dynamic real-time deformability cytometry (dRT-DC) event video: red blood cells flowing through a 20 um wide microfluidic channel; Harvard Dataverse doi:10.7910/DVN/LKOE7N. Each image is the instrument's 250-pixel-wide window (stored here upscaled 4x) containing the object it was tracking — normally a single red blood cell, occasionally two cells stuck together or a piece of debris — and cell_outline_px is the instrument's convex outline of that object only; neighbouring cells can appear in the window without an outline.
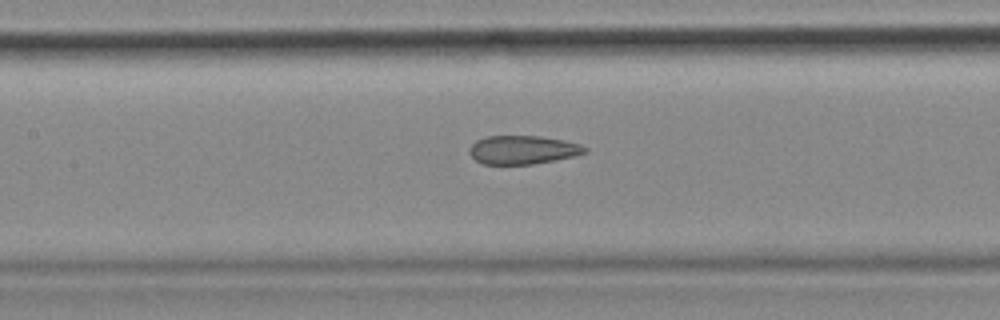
{"species": "common noctule bat (a hibernating species)", "species_latin": "Nyctalus noctula", "temperature_condition": "cold", "stored_images_in_passage": 54, "camera_frame_rate_fps": 3000, "um_per_image_px": 0.085, "animal": {"sex": "female", "body_mass_g": 18.4}, "frame": {"image": 1, "passage_image": 24, "time_ms": 7.667, "image_size_px": [1000, 320], "cell_outline_px": [[588, 152], [576, 156], [556, 160], [532, 164], [484, 164], [476, 160], [468, 152], [468, 148], [476, 140], [484, 136], [540, 136], [564, 140], [580, 144], [588, 148]], "centroid_in_image_um": [44.45, 12.73], "position_along_channel_um": 162.9, "area_um2": 19.42}, "authors_computed_cell_mechanics": {"area_um2": 21.2993, "velocity_mm_per_s": 3.6788, "shape_relaxation_time_tau1_ms": null, "shape_relaxation_time_tau2_ms": 2.1679, "deformation_change_tau1": null, "deformation_change_tau2": 0.0915}}